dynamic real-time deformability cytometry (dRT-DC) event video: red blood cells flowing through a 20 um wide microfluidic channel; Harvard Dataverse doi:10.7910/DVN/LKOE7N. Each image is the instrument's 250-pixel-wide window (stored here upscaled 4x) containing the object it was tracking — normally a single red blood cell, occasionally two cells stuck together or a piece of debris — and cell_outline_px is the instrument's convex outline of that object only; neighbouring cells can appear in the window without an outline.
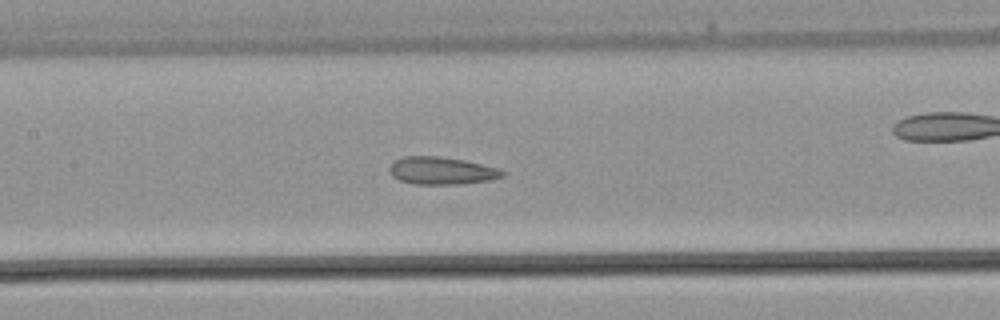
{"species": "common noctule bat (a hibernating species)", "species_latin": "Nyctalus noctula", "temperature_condition": "warm", "stored_images_in_passage": 31, "camera_frame_rate_fps": 3000, "um_per_image_px": 0.085, "animal": {"sex": "male", "body_mass_g": 21.5, "forearm_length_mm": 52.0}, "frame": {"image": 1, "passage_image": 14, "time_ms": 4.333, "image_size_px": [1000, 320], "cell_outline_px": [[504, 176], [492, 180], [460, 184], [412, 184], [400, 180], [392, 176], [388, 168], [396, 160], [404, 156], [436, 156], [464, 160], [496, 168], [504, 172]], "centroid_in_image_um": [37.51, 14.52], "position_along_channel_um": 169.9, "area_um2": 17.98}}